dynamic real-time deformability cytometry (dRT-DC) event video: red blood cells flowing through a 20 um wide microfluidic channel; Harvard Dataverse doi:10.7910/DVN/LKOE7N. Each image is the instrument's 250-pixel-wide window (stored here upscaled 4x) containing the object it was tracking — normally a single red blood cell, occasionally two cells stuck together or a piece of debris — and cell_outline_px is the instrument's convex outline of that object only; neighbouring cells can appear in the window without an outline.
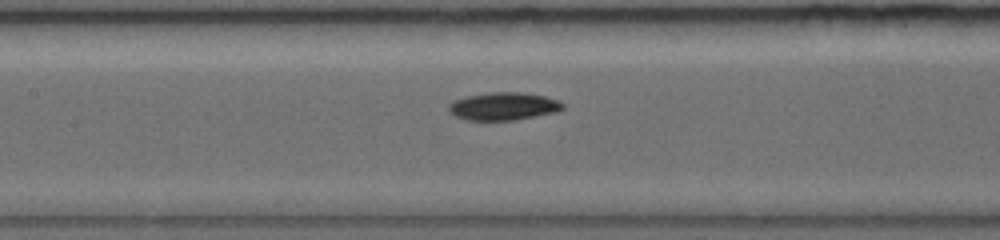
{"species": "common noctule bat (a hibernating species)", "species_latin": "Nyctalus noctula", "temperature_condition": "warm", "stored_images_in_passage": 21, "camera_frame_rate_fps": 5000, "um_per_image_px": 0.085, "animal": {"sex": "female", "body_mass_g": 19.0, "forearm_length_mm": 56.7}, "frame": {"image": 1, "passage_image": 10, "time_ms": 4.4, "image_size_px": [1000, 240], "cell_outline_px": [[564, 108], [560, 112], [516, 120], [464, 120], [448, 112], [448, 104], [452, 100], [468, 96], [488, 92], [520, 92], [544, 96], [560, 100], [564, 104]], "centroid_in_image_um": [42.81, 9.04], "position_along_channel_um": 164.6, "area_um2": 18.84}}
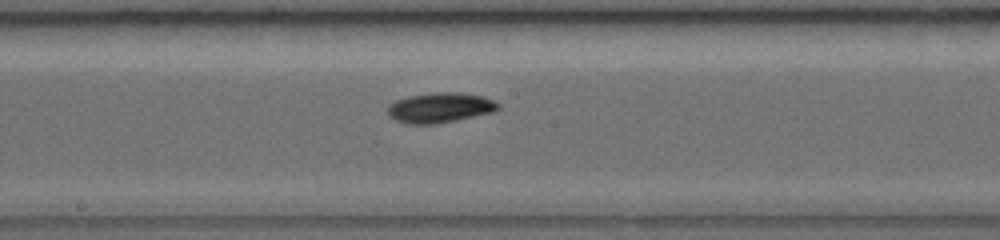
{"frame": {"image": 2, "passage_image": 12, "time_ms": 5.6, "image_size_px": [1000, 240], "cell_outline_px": [[500, 108], [496, 112], [436, 124], [408, 124], [396, 120], [388, 116], [388, 104], [396, 100], [408, 96], [436, 92], [456, 92], [484, 96], [500, 104]], "centroid_in_image_um": [37.42, 9.15], "position_along_channel_um": 210.8, "area_um2": 19.54}}
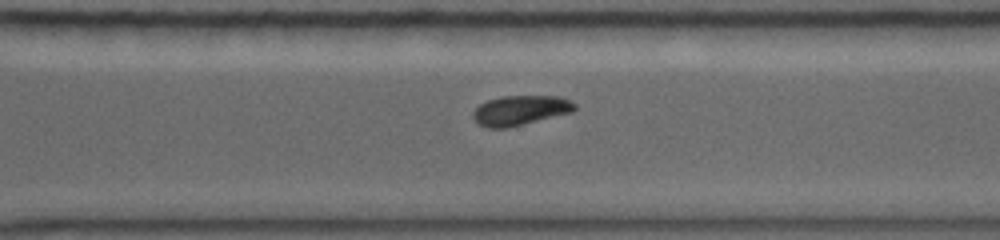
{"frame": {"image": 3, "passage_image": 18, "time_ms": 8.6, "image_size_px": [1000, 240], "cell_outline_px": [[576, 108], [572, 112], [508, 128], [488, 128], [476, 124], [472, 116], [472, 112], [480, 104], [488, 100], [500, 96], [560, 96], [576, 104]], "centroid_in_image_um": [44.19, 9.38], "position_along_channel_um": 326.4, "area_um2": 17.74}, "authors_computed_cell_mechanics": {"area_um2": 17.8024, "velocity_mm_per_s": 3.8603, "shape_relaxation_time_tau1_ms": 2.9756, "shape_relaxation_time_tau2_ms": null, "deformation_change_tau1": 0.1139, "deformation_change_tau2": null}}